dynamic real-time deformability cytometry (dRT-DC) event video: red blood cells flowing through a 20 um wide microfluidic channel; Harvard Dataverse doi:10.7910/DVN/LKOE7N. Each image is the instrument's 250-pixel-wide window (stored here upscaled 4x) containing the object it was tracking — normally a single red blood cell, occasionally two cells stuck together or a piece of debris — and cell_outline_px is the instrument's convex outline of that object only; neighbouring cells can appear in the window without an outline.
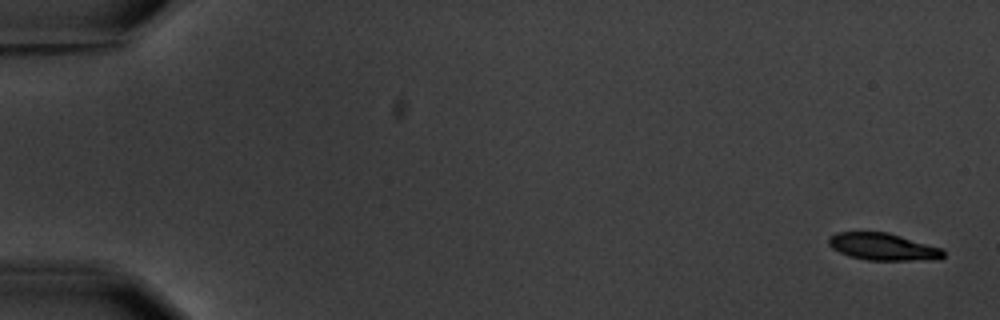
{"species": "common noctule bat (a hibernating species)", "species_latin": "Nyctalus noctula", "temperature_condition": "warm", "stored_images_in_passage": 6, "camera_frame_rate_fps": 3000, "um_per_image_px": 0.085, "animal": {"sex": "male", "body_mass_g": 20.1, "forearm_length_mm": 53.5}, "frame": {"image": 1, "passage_image": 1, "time_ms": 0.0, "image_size_px": [1000, 320], "cell_outline_px": [[944, 256], [940, 260], [868, 260], [848, 256], [832, 248], [828, 244], [828, 236], [836, 232], [888, 232], [944, 248]], "centroid_in_image_um": [75.09, 20.97], "position_along_channel_um": 9.9, "area_um2": 18.44}}
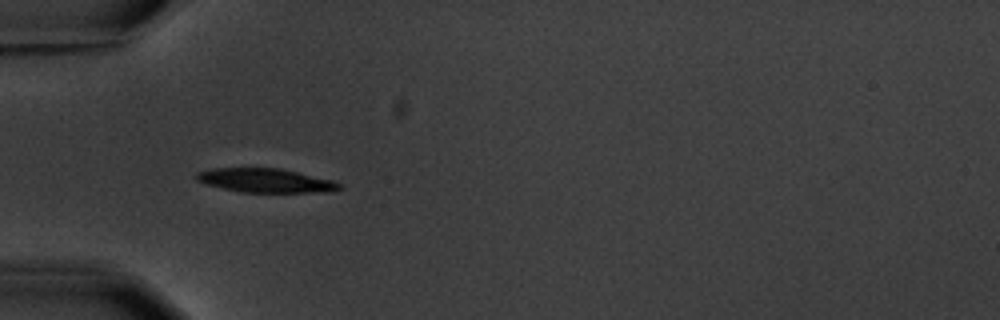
{"frame": {"image": 2, "passage_image": 5, "time_ms": 5.667, "image_size_px": [1000, 320], "cell_outline_px": [[344, 188], [332, 192], [240, 192], [204, 184], [196, 180], [196, 172], [212, 168], [280, 168], [332, 180], [340, 184]], "centroid_in_image_um": [22.56, 15.34], "position_along_channel_um": 62.4, "area_um2": 20.06}}
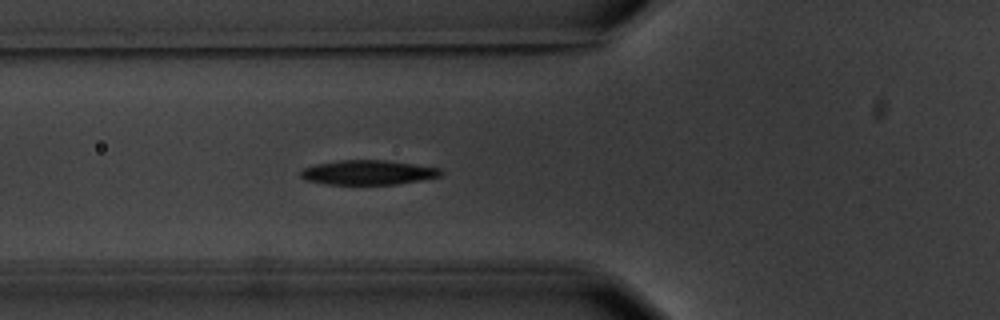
{"frame": {"image": 3, "passage_image": 6, "time_ms": 6.667, "image_size_px": [1000, 320], "cell_outline_px": [[444, 172], [440, 176], [420, 180], [396, 184], [324, 184], [304, 180], [300, 176], [300, 168], [316, 164], [340, 160], [384, 160], [440, 168]], "centroid_in_image_um": [31.22, 14.66], "position_along_channel_um": 94.6, "area_um2": 20.06}}